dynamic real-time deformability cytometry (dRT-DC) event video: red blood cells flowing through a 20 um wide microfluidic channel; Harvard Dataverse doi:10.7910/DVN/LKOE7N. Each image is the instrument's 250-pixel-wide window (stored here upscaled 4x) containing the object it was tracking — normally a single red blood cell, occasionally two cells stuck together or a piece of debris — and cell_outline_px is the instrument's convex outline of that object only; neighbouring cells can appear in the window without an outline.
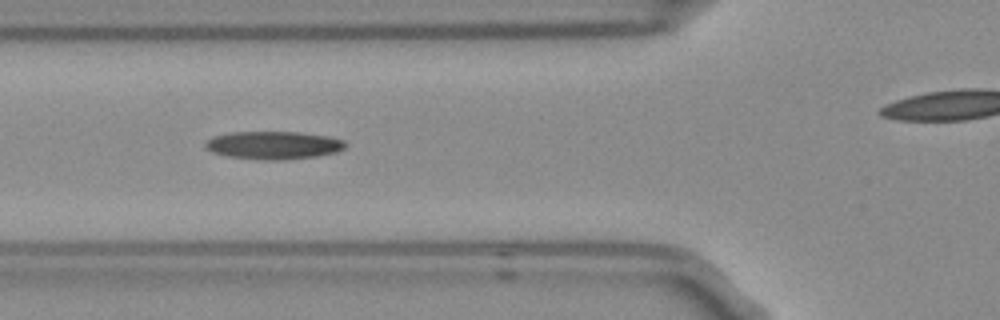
{"species": "Egyptian fruit bat (a non-hibernating species)", "species_latin": "Rousettus aegyptiacus", "temperature_condition": "room temperature", "stored_images_in_passage": 9, "camera_frame_rate_fps": 3000, "um_per_image_px": 0.085, "frame": {"image": 1, "passage_image": 4, "time_ms": 1.0, "image_size_px": [1000, 320], "cell_outline_px": [[348, 144], [344, 148], [336, 152], [316, 156], [284, 160], [264, 160], [228, 156], [212, 152], [204, 148], [204, 144], [212, 136], [228, 132], [300, 132], [328, 136], [344, 140]], "centroid_in_image_um": [23.24, 12.34], "position_along_channel_um": 102.6, "area_um2": 22.95}}